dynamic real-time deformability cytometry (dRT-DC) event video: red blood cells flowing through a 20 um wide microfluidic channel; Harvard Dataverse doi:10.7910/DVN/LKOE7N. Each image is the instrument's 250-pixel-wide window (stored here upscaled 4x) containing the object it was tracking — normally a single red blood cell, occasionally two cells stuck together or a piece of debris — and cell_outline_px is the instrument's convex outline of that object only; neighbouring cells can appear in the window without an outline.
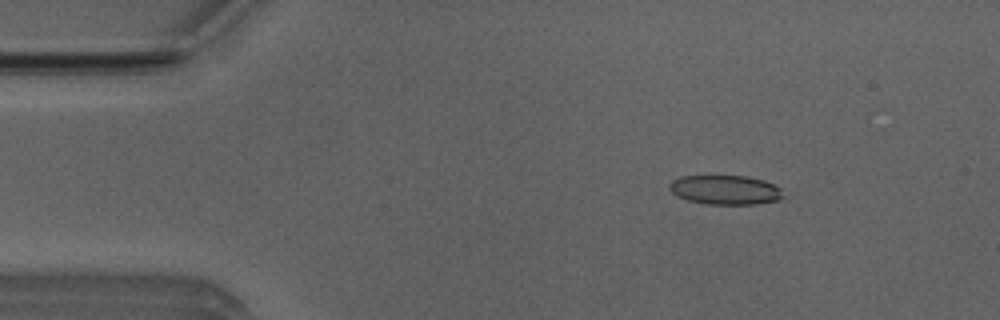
{"species": "Egyptian fruit bat (a non-hibernating species)", "species_latin": "Rousettus aegyptiacus", "temperature_condition": "room temperature", "stored_images_in_passage": 4, "camera_frame_rate_fps": 3000, "um_per_image_px": 0.085, "animal": {"sex": "male"}, "frame": {"image": 1, "passage_image": 2, "time_ms": 0.333, "image_size_px": [1000, 320], "cell_outline_px": [[784, 196], [776, 200], [756, 204], [708, 204], [688, 200], [676, 196], [668, 188], [668, 184], [672, 180], [680, 176], [744, 176], [764, 180], [780, 188]], "centroid_in_image_um": [61.6, 16.13], "position_along_channel_um": 23.4, "area_um2": 19.36}}